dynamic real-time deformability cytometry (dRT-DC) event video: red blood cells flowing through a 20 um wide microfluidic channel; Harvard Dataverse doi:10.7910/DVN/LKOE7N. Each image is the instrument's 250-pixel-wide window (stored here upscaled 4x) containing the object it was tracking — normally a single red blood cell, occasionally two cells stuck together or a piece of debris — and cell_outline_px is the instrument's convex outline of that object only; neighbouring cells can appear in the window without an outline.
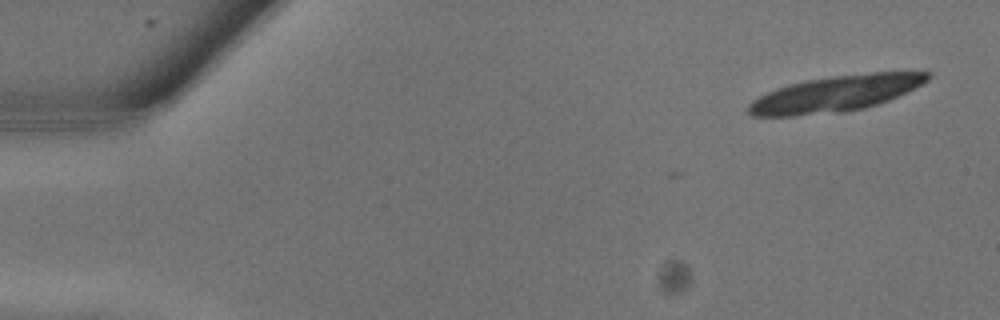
{"species": "common noctule bat (a hibernating species)", "species_latin": "Nyctalus noctula", "temperature_condition": "warm", "stored_images_in_passage": 2, "camera_frame_rate_fps": 3000, "um_per_image_px": 0.085, "animal": {"sex": "male", "body_mass_g": 13.3}, "frame": {"image": 1, "passage_image": 2, "time_ms": 0.333, "image_size_px": [1000, 320], "cell_outline_px": [[932, 76], [928, 80], [880, 104], [864, 108], [844, 112], [796, 116], [752, 116], [748, 112], [748, 104], [752, 100], [776, 88], [788, 84], [808, 80], [832, 76], [872, 72], [932, 72]], "centroid_in_image_um": [70.99, 7.97], "position_along_channel_um": 14.0, "area_um2": 37.34}}